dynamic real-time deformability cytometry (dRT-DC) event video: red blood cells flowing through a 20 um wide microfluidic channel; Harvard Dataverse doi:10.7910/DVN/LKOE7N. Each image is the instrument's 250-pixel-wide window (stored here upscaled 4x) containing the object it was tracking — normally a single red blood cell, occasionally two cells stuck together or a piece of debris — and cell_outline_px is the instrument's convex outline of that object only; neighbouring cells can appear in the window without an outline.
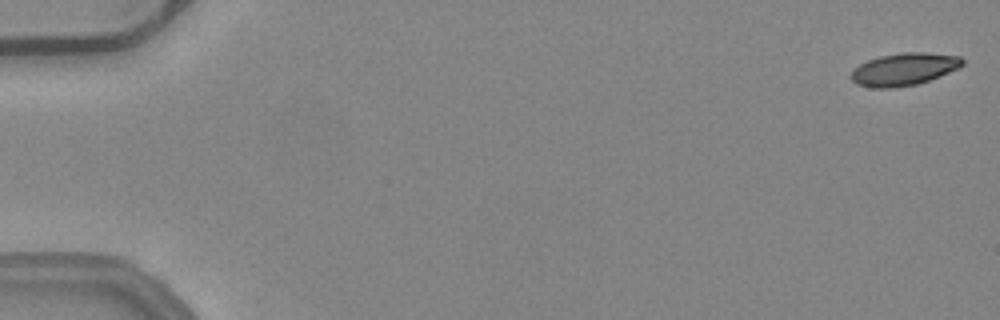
{"species": "common noctule bat (a hibernating species)", "species_latin": "Nyctalus noctula", "temperature_condition": "warm", "stored_images_in_passage": 53, "camera_frame_rate_fps": 3000, "um_per_image_px": 0.085, "animal": {"sex": "female", "body_mass_g": 24.6, "forearm_length_mm": 56.2}, "frame": {"image": 1, "passage_image": 1, "time_ms": 0.0, "image_size_px": [1000, 320], "cell_outline_px": [[964, 64], [960, 68], [940, 76], [916, 84], [896, 88], [872, 88], [856, 84], [852, 80], [852, 72], [860, 64], [868, 60], [880, 56], [900, 52], [924, 52], [960, 56], [964, 60]], "centroid_in_image_um": [76.87, 5.88], "position_along_channel_um": 8.1, "area_um2": 21.1}}